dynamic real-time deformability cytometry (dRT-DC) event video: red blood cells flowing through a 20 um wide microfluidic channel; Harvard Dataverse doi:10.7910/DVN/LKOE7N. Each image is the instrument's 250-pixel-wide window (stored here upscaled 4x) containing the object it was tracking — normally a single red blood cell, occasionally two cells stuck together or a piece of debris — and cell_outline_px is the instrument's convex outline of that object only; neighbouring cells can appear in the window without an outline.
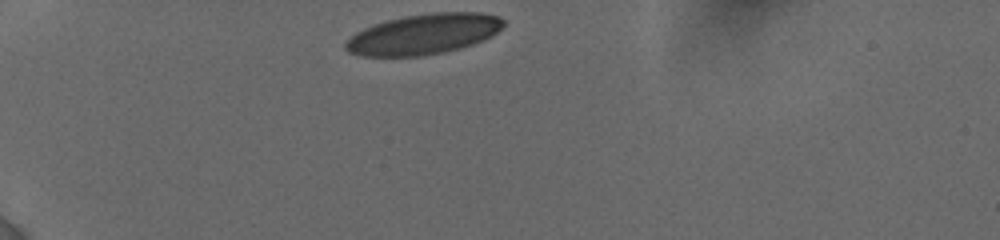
{"species": "human", "species_latin": "Homo sapiens", "temperature_condition": "cold", "stored_images_in_passage": 33, "camera_frame_rate_fps": 3000, "um_per_image_px": 0.085, "donor": {"sex": "female"}, "frame": {"image": 1, "passage_image": 1, "time_ms": 0.0, "image_size_px": [1000, 240], "cell_outline_px": [[504, 24], [492, 36], [484, 40], [460, 48], [444, 52], [420, 56], [360, 56], [348, 52], [344, 48], [344, 44], [356, 32], [372, 24], [404, 16], [432, 12], [480, 12], [500, 16], [504, 20]], "centroid_in_image_um": [36.01, 2.9], "position_along_channel_um": 49.0, "area_um2": 37.28}}
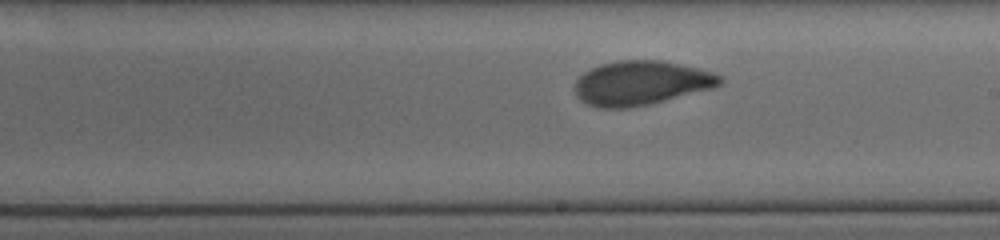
{"frame": {"image": 2, "passage_image": 19, "time_ms": 6.0, "image_size_px": [1000, 240], "cell_outline_px": [[724, 80], [720, 84], [712, 88], [648, 104], [628, 108], [600, 108], [588, 104], [580, 100], [576, 96], [572, 88], [576, 80], [584, 72], [600, 64], [616, 60], [660, 60], [680, 64], [712, 72], [724, 76]], "centroid_in_image_um": [54.45, 7.05], "position_along_channel_um": 234.6, "area_um2": 37.45}}
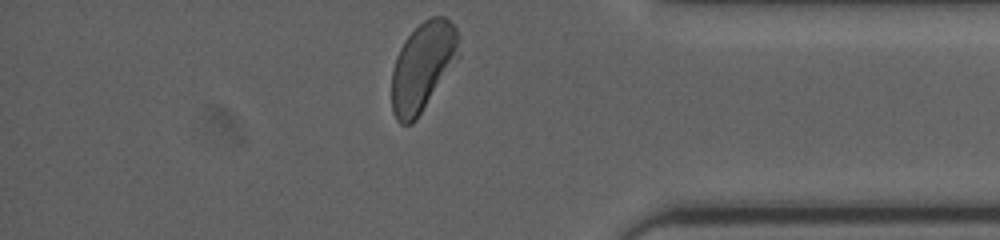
{"frame": {"image": 3, "passage_image": 33, "time_ms": 10.667, "image_size_px": [1000, 240], "cell_outline_px": [[460, 56], [416, 120], [412, 124], [400, 124], [396, 120], [392, 112], [392, 68], [396, 56], [404, 40], [424, 20], [432, 16], [444, 16], [456, 28], [460, 36]], "centroid_in_image_um": [35.94, 5.66], "position_along_channel_um": 399.3, "area_um2": 34.97}, "authors_computed_cell_mechanics": {"area_um2": 37.57, "velocity_mm_per_s": 3.8177, "shape_relaxation_time_tau1_ms": 3.4795, "shape_relaxation_time_tau2_ms": 0.9881, "deformation_change_tau1": 0.1422, "deformation_change_tau2": 0.0533}}